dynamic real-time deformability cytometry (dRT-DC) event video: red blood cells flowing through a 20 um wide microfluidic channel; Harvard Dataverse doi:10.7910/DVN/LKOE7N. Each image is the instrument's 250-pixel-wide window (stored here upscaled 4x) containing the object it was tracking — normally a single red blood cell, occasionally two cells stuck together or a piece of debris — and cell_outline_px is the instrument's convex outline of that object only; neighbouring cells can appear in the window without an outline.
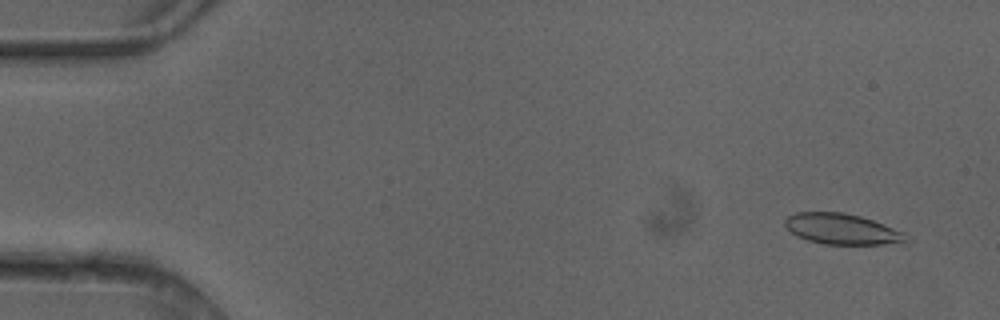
{"species": "common noctule bat (a hibernating species)", "species_latin": "Nyctalus noctula", "temperature_condition": "cold", "stored_images_in_passage": 4, "camera_frame_rate_fps": 3000, "um_per_image_px": 0.085, "animal": {"sex": "female"}, "frame": {"image": 1, "passage_image": 2, "time_ms": 0.333, "image_size_px": [1000, 320], "cell_outline_px": [[908, 240], [884, 244], [824, 244], [808, 240], [796, 236], [784, 224], [784, 220], [788, 216], [796, 212], [844, 212], [860, 216], [884, 224], [904, 232], [908, 236]], "centroid_in_image_um": [71.54, 19.46], "position_along_channel_um": 13.5, "area_um2": 21.5}}
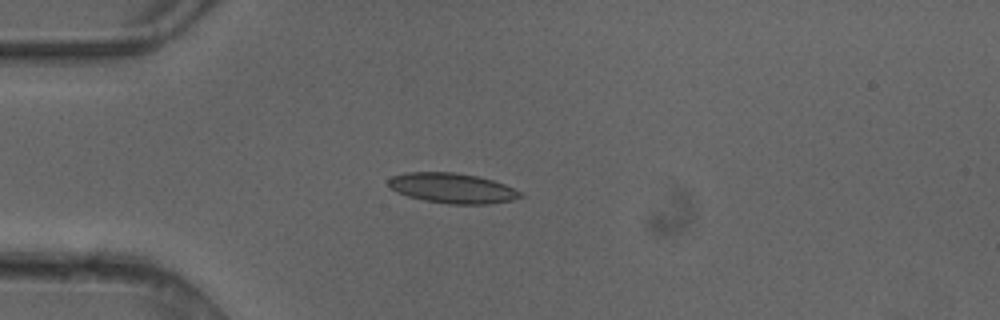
{"frame": {"image": 2, "passage_image": 4, "time_ms": 1.0, "image_size_px": [1000, 320], "cell_outline_px": [[524, 196], [512, 200], [488, 204], [448, 204], [424, 200], [408, 196], [396, 192], [388, 184], [388, 180], [392, 176], [408, 172], [452, 172], [476, 176], [492, 180], [504, 184], [524, 192]], "centroid_in_image_um": [38.47, 16.0], "position_along_channel_um": 46.5, "area_um2": 23.12}}